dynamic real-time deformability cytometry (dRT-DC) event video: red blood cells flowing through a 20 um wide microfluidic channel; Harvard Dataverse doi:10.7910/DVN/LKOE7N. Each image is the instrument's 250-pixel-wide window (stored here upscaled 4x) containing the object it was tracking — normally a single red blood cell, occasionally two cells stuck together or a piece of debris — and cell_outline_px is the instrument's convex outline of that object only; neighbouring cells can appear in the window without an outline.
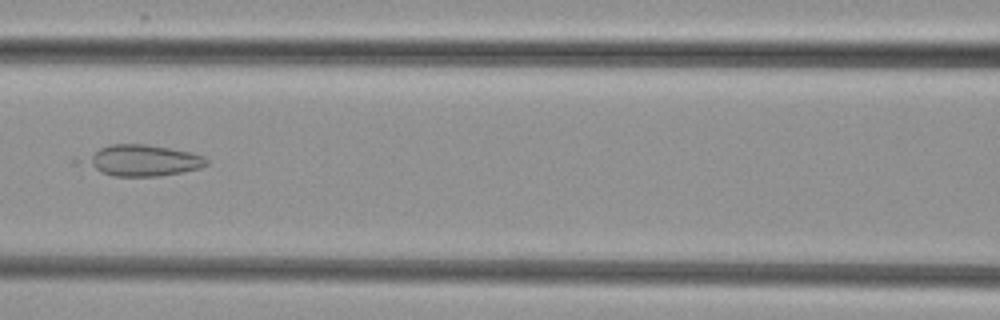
{"species": "common noctule bat (a hibernating species)", "species_latin": "Nyctalus noctula", "temperature_condition": "cold", "stored_images_in_passage": 3, "camera_frame_rate_fps": 3000, "um_per_image_px": 0.085, "animal": {"sex": "female", "body_mass_g": 29.2, "forearm_length_mm": 56.3}, "frame": {"image": 1, "passage_image": 3, "time_ms": 2.333, "image_size_px": [1000, 320], "cell_outline_px": [[208, 164], [200, 168], [160, 176], [112, 176], [72, 164], [72, 160], [76, 156], [112, 144], [144, 144], [192, 152], [204, 156], [208, 160]], "centroid_in_image_um": [11.84, 13.64], "position_along_channel_um": 154.8, "area_um2": 23.35}}